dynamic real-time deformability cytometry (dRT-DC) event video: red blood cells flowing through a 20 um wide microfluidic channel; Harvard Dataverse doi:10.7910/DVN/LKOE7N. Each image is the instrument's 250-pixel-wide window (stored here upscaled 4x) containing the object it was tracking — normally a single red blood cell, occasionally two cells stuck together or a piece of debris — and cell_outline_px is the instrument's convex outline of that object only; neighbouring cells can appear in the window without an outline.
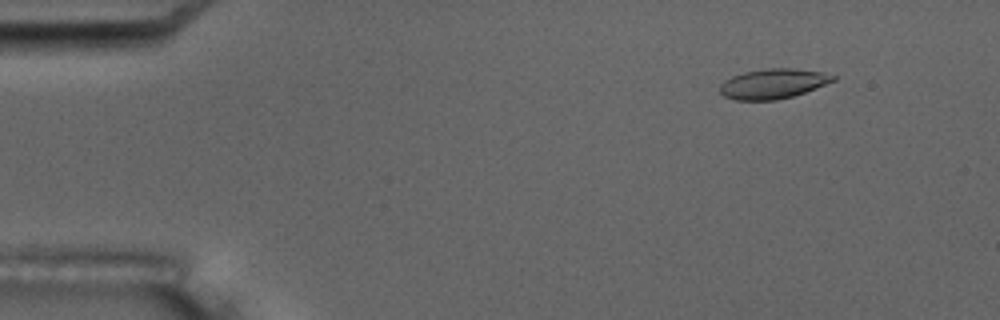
{"species": "common noctule bat (a hibernating species)", "species_latin": "Nyctalus noctula", "temperature_condition": "room temperature", "stored_images_in_passage": 5, "camera_frame_rate_fps": 3000, "um_per_image_px": 0.085, "animal": {"sex": "male", "body_mass_g": 17.5, "forearm_length_mm": 52.3}, "frame": {"image": 1, "passage_image": 2, "time_ms": 1.333, "image_size_px": [1000, 320], "cell_outline_px": [[836, 80], [804, 92], [792, 96], [776, 100], [736, 100], [724, 96], [720, 92], [720, 84], [724, 80], [732, 76], [744, 72], [764, 68], [792, 68], [820, 72], [836, 76]], "centroid_in_image_um": [65.67, 7.11], "position_along_channel_um": 19.3, "area_um2": 19.59}}